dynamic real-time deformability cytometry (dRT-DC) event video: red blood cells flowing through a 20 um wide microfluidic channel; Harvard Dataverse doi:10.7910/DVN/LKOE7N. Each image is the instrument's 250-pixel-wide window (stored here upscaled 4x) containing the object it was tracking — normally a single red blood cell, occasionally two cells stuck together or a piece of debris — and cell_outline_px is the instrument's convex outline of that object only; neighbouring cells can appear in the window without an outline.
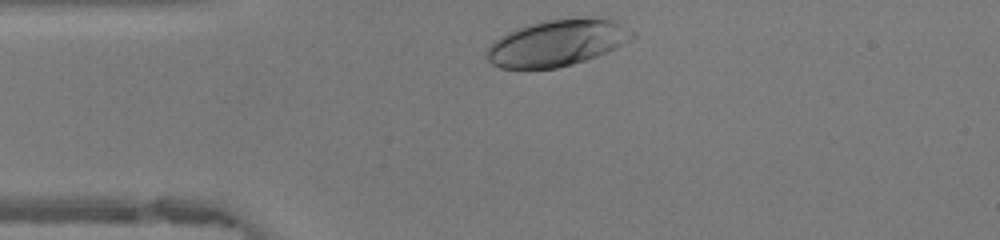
{"species": "human", "species_latin": "Homo sapiens", "temperature_condition": "warm", "stored_images_in_passage": 28, "camera_frame_rate_fps": 3000, "um_per_image_px": 0.085, "donor": {"sex": "female"}, "frame": {"image": 1, "passage_image": 1, "time_ms": 0.0, "image_size_px": [1000, 240], "cell_outline_px": [[636, 36], [632, 40], [608, 52], [572, 64], [556, 68], [500, 68], [492, 64], [488, 60], [488, 48], [500, 36], [516, 28], [548, 20], [608, 16], [636, 32]], "centroid_in_image_um": [47.46, 3.62], "position_along_channel_um": 37.5, "area_um2": 39.36}}
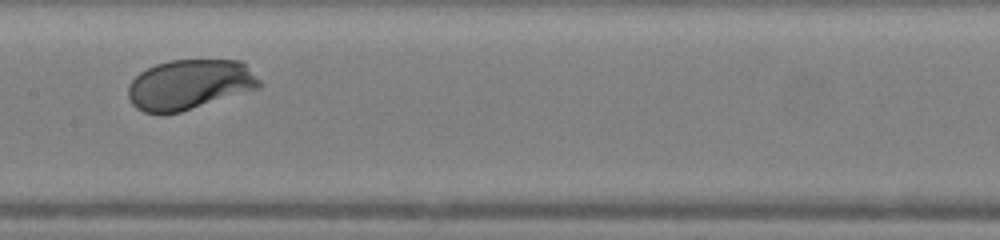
{"frame": {"image": 2, "passage_image": 14, "time_ms": 4.333, "image_size_px": [1000, 240], "cell_outline_px": [[264, 84], [260, 88], [180, 112], [144, 112], [136, 108], [132, 104], [128, 96], [128, 84], [140, 72], [156, 64], [172, 60], [244, 60]], "centroid_in_image_um": [16.17, 7.17], "position_along_channel_um": 191.2, "area_um2": 38.32}}
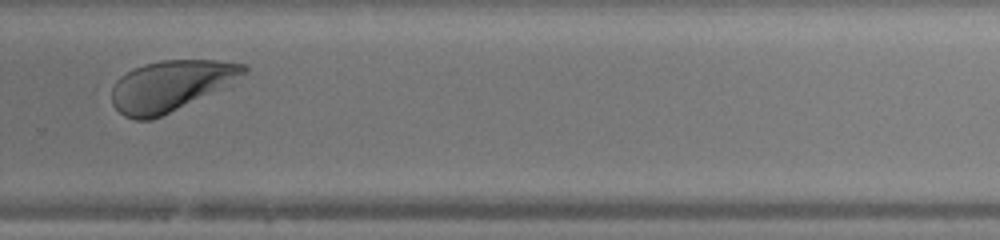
{"frame": {"image": 3, "passage_image": 23, "time_ms": 7.333, "image_size_px": [1000, 240], "cell_outline_px": [[248, 68], [232, 84], [152, 120], [136, 120], [124, 116], [112, 104], [112, 88], [116, 80], [120, 76], [132, 68], [144, 64], [160, 60], [220, 60], [248, 64]], "centroid_in_image_um": [14.5, 7.27], "position_along_channel_um": 315.3, "area_um2": 39.02}, "authors_computed_cell_mechanics": {"area_um2": 38.3503, "velocity_mm_per_s": 4.1438, "shape_relaxation_time_tau1_ms": 1.6388, "shape_relaxation_time_tau2_ms": null, "deformation_change_tau1": 0.1378, "deformation_change_tau2": null}}